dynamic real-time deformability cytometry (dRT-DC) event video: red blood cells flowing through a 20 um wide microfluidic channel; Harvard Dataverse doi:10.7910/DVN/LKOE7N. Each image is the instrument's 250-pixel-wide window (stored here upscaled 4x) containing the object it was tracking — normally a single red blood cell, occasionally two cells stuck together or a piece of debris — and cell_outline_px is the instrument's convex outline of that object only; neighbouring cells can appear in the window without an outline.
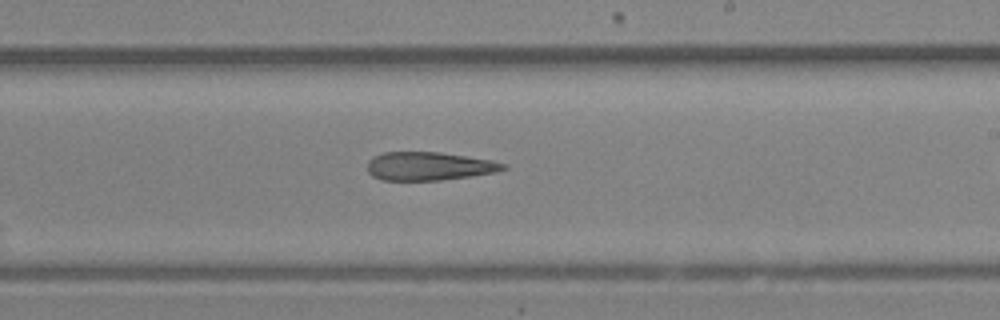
{"species": "Egyptian fruit bat (a non-hibernating species)", "species_latin": "Rousettus aegyptiacus", "temperature_condition": "room temperature", "stored_images_in_passage": 18, "camera_frame_rate_fps": 3000, "um_per_image_px": 0.085, "animal": {"sex": "female"}, "frame": {"image": 1, "passage_image": 11, "time_ms": 3.333, "image_size_px": [1000, 320], "cell_outline_px": [[508, 168], [496, 172], [440, 180], [380, 180], [372, 176], [368, 172], [368, 160], [372, 156], [384, 152], [440, 152], [492, 160], [508, 164]], "centroid_in_image_um": [36.46, 14.12], "position_along_channel_um": 252.5, "area_um2": 22.54}}
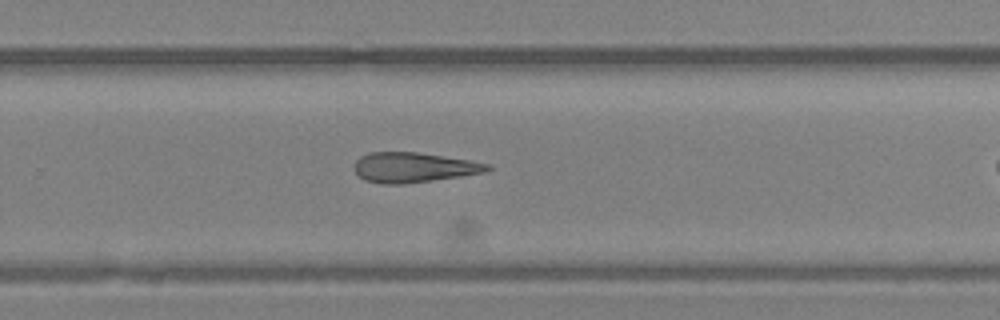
{"frame": {"image": 2, "passage_image": 13, "time_ms": 4.0, "image_size_px": [1000, 320], "cell_outline_px": [[492, 168], [488, 172], [404, 184], [380, 184], [364, 180], [356, 172], [356, 160], [360, 156], [372, 152], [416, 152], [472, 160], [492, 164]], "centroid_in_image_um": [35.22, 14.23], "position_along_channel_um": 294.6, "area_um2": 23.29}}